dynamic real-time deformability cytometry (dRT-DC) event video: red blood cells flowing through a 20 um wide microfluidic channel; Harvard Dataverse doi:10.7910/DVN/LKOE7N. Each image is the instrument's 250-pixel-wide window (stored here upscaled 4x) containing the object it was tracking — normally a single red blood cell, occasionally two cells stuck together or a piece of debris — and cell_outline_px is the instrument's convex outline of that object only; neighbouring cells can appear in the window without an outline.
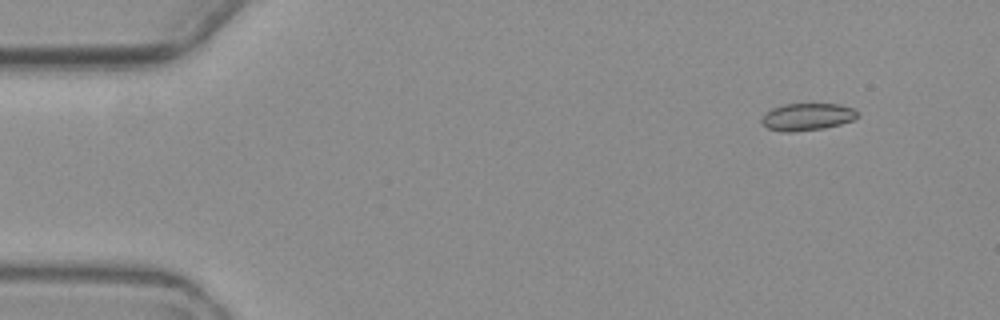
{"species": "common noctule bat (a hibernating species)", "species_latin": "Nyctalus noctula", "temperature_condition": "warm", "stored_images_in_passage": 5, "camera_frame_rate_fps": 3000, "um_per_image_px": 0.085, "animal": {"sex": "female", "body_mass_g": 19.3, "forearm_length_mm": 54.1}, "frame": {"image": 1, "passage_image": 2, "time_ms": 1.0, "image_size_px": [1000, 320], "cell_outline_px": [[860, 116], [852, 120], [840, 124], [824, 128], [792, 132], [784, 132], [768, 128], [760, 120], [764, 112], [772, 108], [784, 104], [840, 104], [852, 108], [860, 112]], "centroid_in_image_um": [68.62, 9.92], "position_along_channel_um": 16.4, "area_um2": 15.32}}
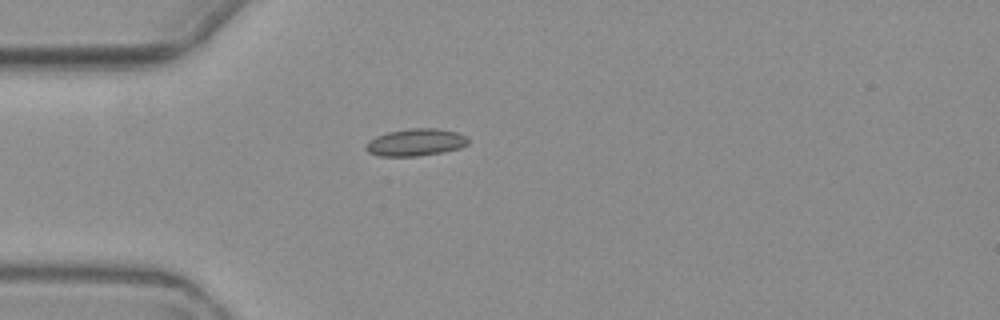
{"frame": {"image": 2, "passage_image": 5, "time_ms": 4.667, "image_size_px": [1000, 320], "cell_outline_px": [[468, 144], [460, 148], [444, 152], [416, 156], [380, 156], [368, 152], [364, 148], [364, 144], [368, 140], [376, 136], [388, 132], [408, 128], [436, 128], [456, 132], [464, 136], [468, 140]], "centroid_in_image_um": [35.29, 12.1], "position_along_channel_um": 49.7, "area_um2": 16.3}}